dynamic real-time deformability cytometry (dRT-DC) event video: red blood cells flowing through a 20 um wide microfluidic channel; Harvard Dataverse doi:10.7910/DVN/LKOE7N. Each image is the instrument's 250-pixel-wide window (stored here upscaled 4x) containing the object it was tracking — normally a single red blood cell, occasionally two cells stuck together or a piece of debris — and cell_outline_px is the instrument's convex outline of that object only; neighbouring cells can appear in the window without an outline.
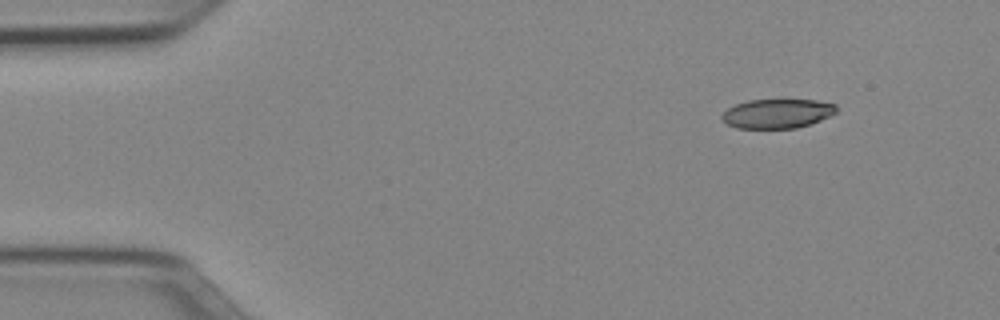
{"species": "Egyptian fruit bat (a non-hibernating species)", "species_latin": "Rousettus aegyptiacus", "temperature_condition": "cold", "stored_images_in_passage": 46, "camera_frame_rate_fps": 3000, "um_per_image_px": 0.085, "animal": {"sex": "female"}, "frame": {"image": 1, "passage_image": 1, "time_ms": 0.0, "image_size_px": [1000, 320], "cell_outline_px": [[836, 112], [820, 120], [796, 128], [736, 128], [728, 124], [720, 116], [728, 108], [736, 104], [748, 100], [816, 100], [836, 104]], "centroid_in_image_um": [66.05, 9.65], "position_along_channel_um": 18.9, "area_um2": 19.31}}
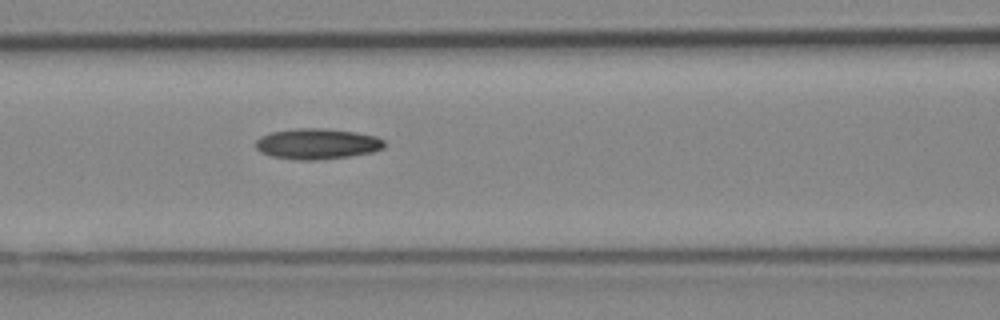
{"frame": {"image": 2, "passage_image": 17, "time_ms": 5.333, "image_size_px": [1000, 320], "cell_outline_px": [[384, 148], [372, 152], [348, 156], [316, 160], [300, 160], [272, 156], [260, 152], [256, 148], [256, 140], [260, 136], [272, 132], [296, 128], [324, 128], [356, 132], [376, 136], [384, 140]], "centroid_in_image_um": [26.95, 12.22], "position_along_channel_um": 139.6, "area_um2": 22.95}}
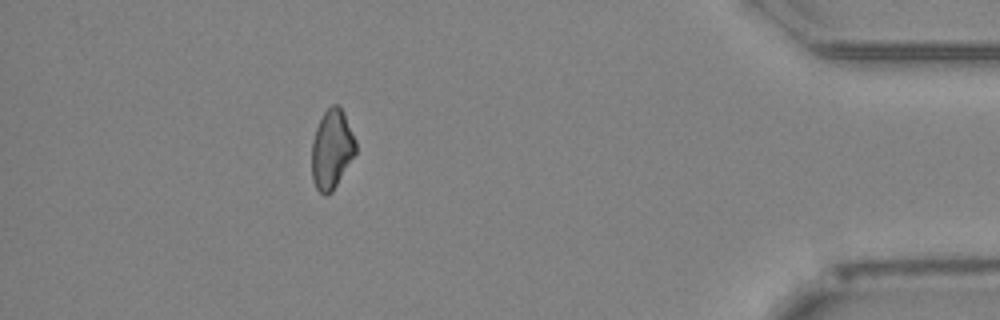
{"frame": {"image": 3, "passage_image": 41, "time_ms": 13.333, "image_size_px": [1000, 320], "cell_outline_px": [[356, 152], [332, 192], [324, 196], [316, 188], [312, 180], [312, 140], [316, 128], [324, 112], [332, 104], [336, 104], [344, 112], [356, 140]], "centroid_in_image_um": [28.2, 12.69], "position_along_channel_um": 407.0, "area_um2": 20.23}}